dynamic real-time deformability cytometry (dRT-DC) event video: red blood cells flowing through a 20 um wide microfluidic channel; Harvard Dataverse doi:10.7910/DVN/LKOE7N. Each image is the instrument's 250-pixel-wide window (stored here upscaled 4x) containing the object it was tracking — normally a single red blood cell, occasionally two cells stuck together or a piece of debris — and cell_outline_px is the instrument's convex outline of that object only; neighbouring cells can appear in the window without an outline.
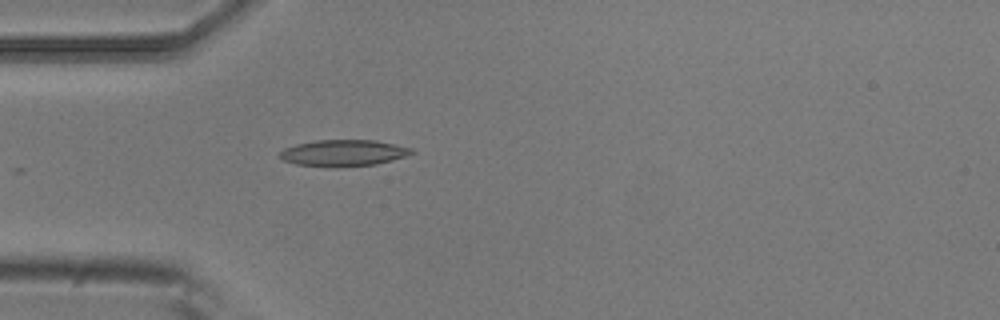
{"species": "common noctule bat (a hibernating species)", "species_latin": "Nyctalus noctula", "temperature_condition": "room temperature", "stored_images_in_passage": 5, "camera_frame_rate_fps": 3000, "um_per_image_px": 0.085, "animal": {"sex": "male", "body_mass_g": 20.5, "forearm_length_mm": 52.5}, "frame": {"image": 1, "passage_image": 5, "time_ms": 1.333, "image_size_px": [1000, 320], "cell_outline_px": [[416, 152], [404, 156], [376, 164], [336, 168], [332, 168], [296, 164], [280, 160], [280, 152], [284, 148], [296, 144], [316, 140], [376, 140], [412, 148]], "centroid_in_image_um": [29.15, 13.01], "position_along_channel_um": 55.8, "area_um2": 20.46}}